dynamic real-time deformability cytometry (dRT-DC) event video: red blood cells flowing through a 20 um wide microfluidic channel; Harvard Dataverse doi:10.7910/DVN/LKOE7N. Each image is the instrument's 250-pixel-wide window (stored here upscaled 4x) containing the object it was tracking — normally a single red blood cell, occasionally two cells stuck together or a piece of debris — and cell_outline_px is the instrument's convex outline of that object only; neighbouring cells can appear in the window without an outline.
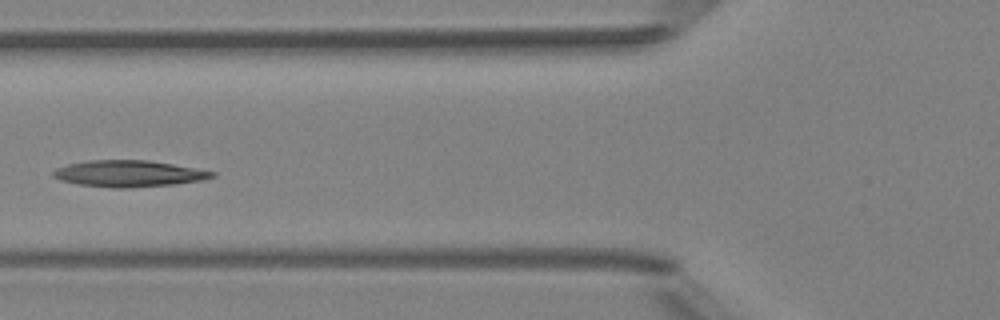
{"species": "Egyptian fruit bat (a non-hibernating species)", "species_latin": "Rousettus aegyptiacus", "temperature_condition": "room temperature", "stored_images_in_passage": 6, "camera_frame_rate_fps": 3000, "um_per_image_px": 0.085, "animal": {"sex": "female"}, "frame": {"image": 1, "passage_image": 5, "time_ms": 4.667, "image_size_px": [1000, 320], "cell_outline_px": [[216, 176], [200, 180], [176, 184], [124, 188], [112, 188], [76, 184], [60, 180], [52, 176], [52, 172], [56, 168], [68, 164], [88, 160], [148, 160], [172, 164], [216, 172]], "centroid_in_image_um": [10.9, 14.76], "position_along_channel_um": 114.9, "area_um2": 24.45}}
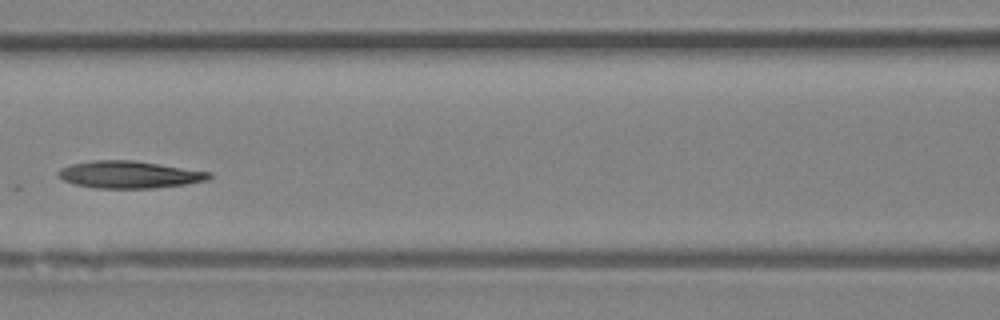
{"frame": {"image": 2, "passage_image": 6, "time_ms": 5.667, "image_size_px": [1000, 320], "cell_outline_px": [[212, 176], [208, 180], [184, 184], [156, 188], [96, 188], [72, 184], [64, 180], [56, 172], [60, 168], [72, 164], [92, 160], [132, 160], [212, 172]], "centroid_in_image_um": [10.98, 14.84], "position_along_channel_um": 155.6, "area_um2": 23.87}}